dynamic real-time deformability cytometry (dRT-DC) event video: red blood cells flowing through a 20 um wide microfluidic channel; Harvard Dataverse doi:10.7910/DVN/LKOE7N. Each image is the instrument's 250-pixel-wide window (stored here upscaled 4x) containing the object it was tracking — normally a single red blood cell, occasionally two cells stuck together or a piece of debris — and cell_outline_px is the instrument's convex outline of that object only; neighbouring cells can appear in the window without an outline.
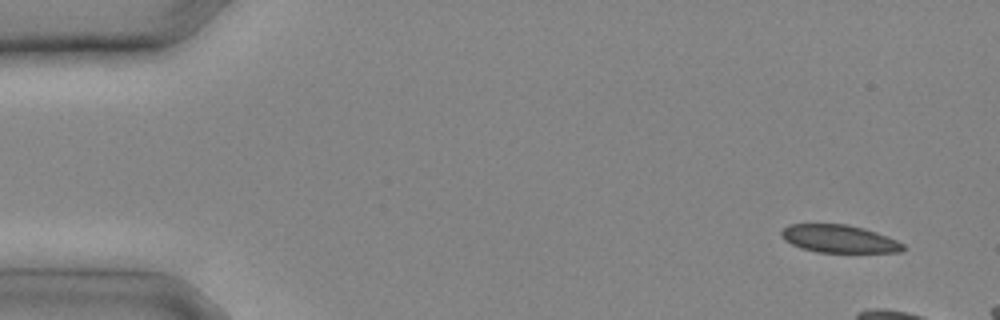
{"species": "common noctule bat (a hibernating species)", "species_latin": "Nyctalus noctula", "temperature_condition": "cold", "stored_images_in_passage": 5, "camera_frame_rate_fps": 3000, "um_per_image_px": 0.085, "animal": {"sex": "male", "body_mass_g": 20.4}, "frame": {"image": 1, "passage_image": 1, "time_ms": 0.0, "image_size_px": [1000, 320], "cell_outline_px": [[904, 248], [900, 252], [816, 252], [800, 248], [784, 240], [780, 236], [780, 232], [788, 224], [848, 224], [864, 228], [888, 236], [904, 244]], "centroid_in_image_um": [71.29, 20.29], "position_along_channel_um": 13.7, "area_um2": 19.77}}